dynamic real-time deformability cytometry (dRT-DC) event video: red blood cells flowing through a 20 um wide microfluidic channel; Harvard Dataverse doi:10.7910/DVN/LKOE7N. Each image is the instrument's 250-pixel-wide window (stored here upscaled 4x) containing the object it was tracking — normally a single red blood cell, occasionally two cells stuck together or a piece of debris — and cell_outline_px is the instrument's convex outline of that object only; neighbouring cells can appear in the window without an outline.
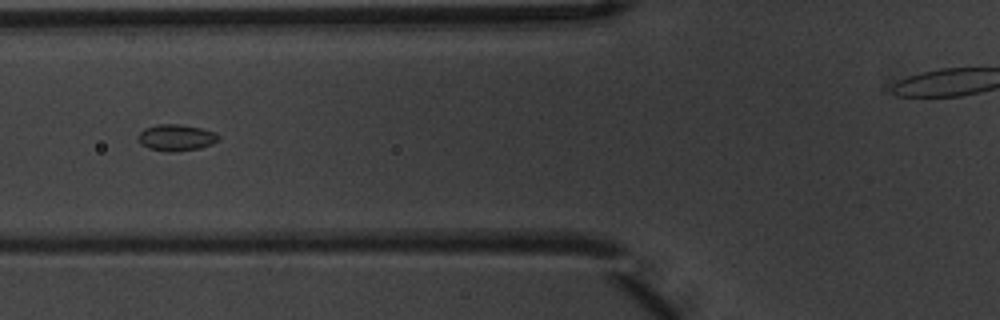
{"species": "common noctule bat (a hibernating species)", "species_latin": "Nyctalus noctula", "temperature_condition": "warm", "stored_images_in_passage": 7, "camera_frame_rate_fps": 3000, "um_per_image_px": 0.085, "animal": {"sex": "male", "body_mass_g": 20.1, "forearm_length_mm": 53.5}, "frame": {"image": 1, "passage_image": 6, "time_ms": 1.667, "image_size_px": [1000, 320], "cell_outline_px": [[220, 140], [212, 144], [200, 148], [148, 148], [140, 144], [140, 132], [144, 128], [160, 124], [180, 124], [200, 128], [216, 132], [220, 136]], "centroid_in_image_um": [15.05, 11.63], "position_along_channel_um": 110.8, "area_um2": 11.56}}